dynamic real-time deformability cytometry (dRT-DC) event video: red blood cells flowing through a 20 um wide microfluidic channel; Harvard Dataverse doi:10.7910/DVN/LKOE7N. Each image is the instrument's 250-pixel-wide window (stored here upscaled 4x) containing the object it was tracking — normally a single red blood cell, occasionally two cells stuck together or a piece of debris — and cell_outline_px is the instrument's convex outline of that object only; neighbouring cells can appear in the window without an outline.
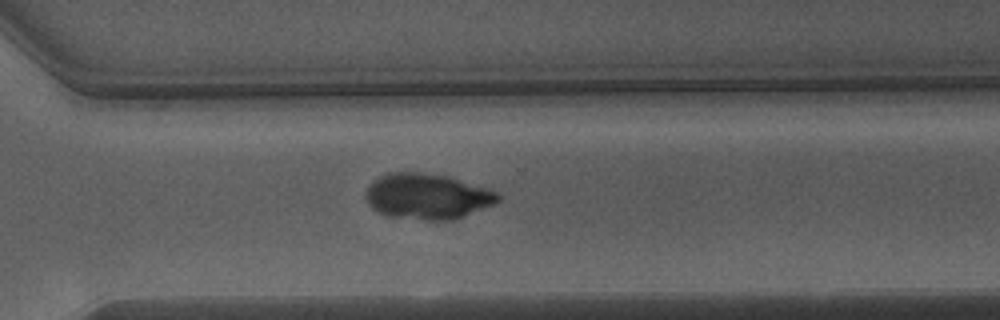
{"species": "Egyptian fruit bat (a non-hibernating species)", "species_latin": "Rousettus aegyptiacus", "temperature_condition": "warm", "stored_images_in_passage": 36, "camera_frame_rate_fps": 3000, "um_per_image_px": 0.085, "animal": {"sex": "male"}, "frame": {"image": 1, "passage_image": 30, "time_ms": 9.667, "image_size_px": [1000, 320], "cell_outline_px": [[500, 200], [492, 204], [456, 220], [424, 220], [388, 216], [372, 208], [368, 204], [364, 196], [368, 184], [372, 180], [380, 176], [392, 172], [416, 172], [448, 176], [488, 188], [496, 192], [500, 196]], "centroid_in_image_um": [36.29, 16.69], "position_along_channel_um": 334.3, "area_um2": 35.26}}
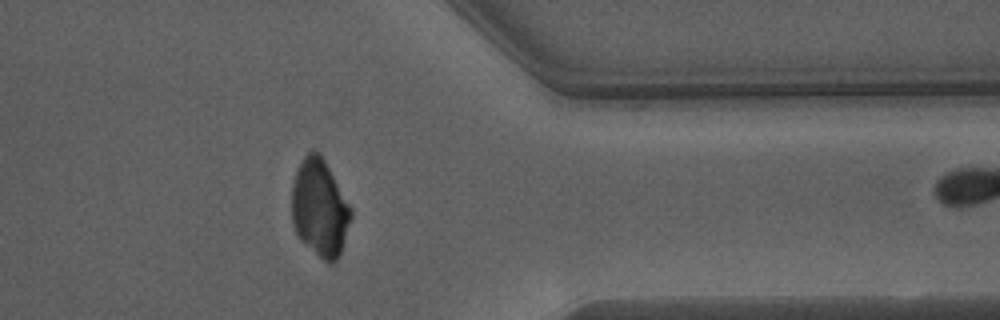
{"frame": {"image": 2, "passage_image": 35, "time_ms": 11.333, "image_size_px": [1000, 320], "cell_outline_px": [[352, 216], [340, 256], [332, 264], [324, 260], [304, 244], [300, 240], [292, 224], [292, 184], [296, 172], [304, 156], [308, 152], [320, 152], [352, 208]], "centroid_in_image_um": [27.18, 17.7], "position_along_channel_um": 384.2, "area_um2": 33.58}}